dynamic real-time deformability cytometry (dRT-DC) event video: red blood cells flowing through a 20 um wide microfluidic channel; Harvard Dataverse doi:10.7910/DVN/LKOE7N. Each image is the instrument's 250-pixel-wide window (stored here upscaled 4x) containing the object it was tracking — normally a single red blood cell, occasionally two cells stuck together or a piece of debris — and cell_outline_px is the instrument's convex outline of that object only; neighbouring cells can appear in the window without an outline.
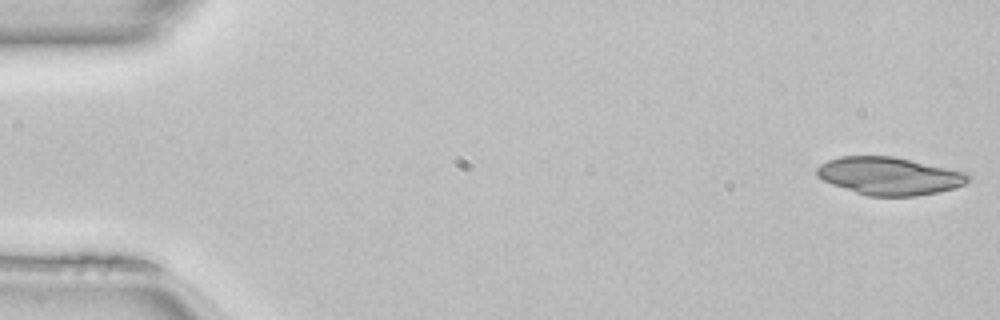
{"species": "common noctule bat (a hibernating species)", "species_latin": "Nyctalus noctula", "temperature_condition": "room temperature", "stored_images_in_passage": 48, "camera_frame_rate_fps": 3000, "um_per_image_px": 0.085, "animal": {"sex": "female", "body_mass_g": 22.7, "forearm_length_mm": 54.2}, "frame": {"image": 1, "passage_image": 1, "time_ms": 0.0, "image_size_px": [1000, 320], "cell_outline_px": [[972, 180], [956, 188], [916, 196], [868, 196], [832, 184], [816, 176], [816, 168], [820, 164], [828, 160], [840, 156], [896, 156], [968, 172], [972, 176]], "centroid_in_image_um": [75.65, 14.95], "position_along_channel_um": 9.4, "area_um2": 33.64}}